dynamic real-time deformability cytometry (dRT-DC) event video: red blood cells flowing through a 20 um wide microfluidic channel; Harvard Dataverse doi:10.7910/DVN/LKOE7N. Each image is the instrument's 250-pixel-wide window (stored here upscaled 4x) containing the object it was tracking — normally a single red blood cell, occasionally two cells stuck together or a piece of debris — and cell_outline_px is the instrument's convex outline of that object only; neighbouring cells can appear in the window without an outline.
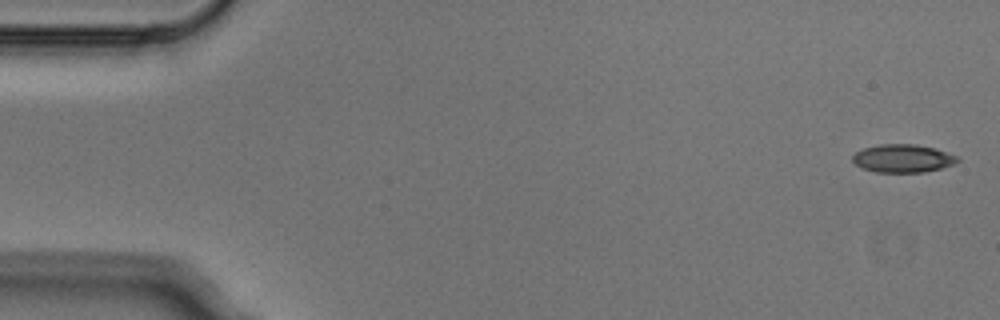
{"species": "Egyptian fruit bat (a non-hibernating species)", "species_latin": "Rousettus aegyptiacus", "temperature_condition": "cold", "stored_images_in_passage": 4, "camera_frame_rate_fps": 3000, "um_per_image_px": 0.085, "animal": {"sex": "male"}, "frame": {"image": 1, "passage_image": 1, "time_ms": 0.0, "image_size_px": [1000, 320], "cell_outline_px": [[960, 160], [956, 164], [924, 172], [876, 172], [864, 168], [856, 164], [852, 160], [852, 156], [856, 152], [864, 148], [880, 144], [916, 144], [936, 148], [956, 156]], "centroid_in_image_um": [76.76, 13.46], "position_along_channel_um": 8.2, "area_um2": 17.11}}